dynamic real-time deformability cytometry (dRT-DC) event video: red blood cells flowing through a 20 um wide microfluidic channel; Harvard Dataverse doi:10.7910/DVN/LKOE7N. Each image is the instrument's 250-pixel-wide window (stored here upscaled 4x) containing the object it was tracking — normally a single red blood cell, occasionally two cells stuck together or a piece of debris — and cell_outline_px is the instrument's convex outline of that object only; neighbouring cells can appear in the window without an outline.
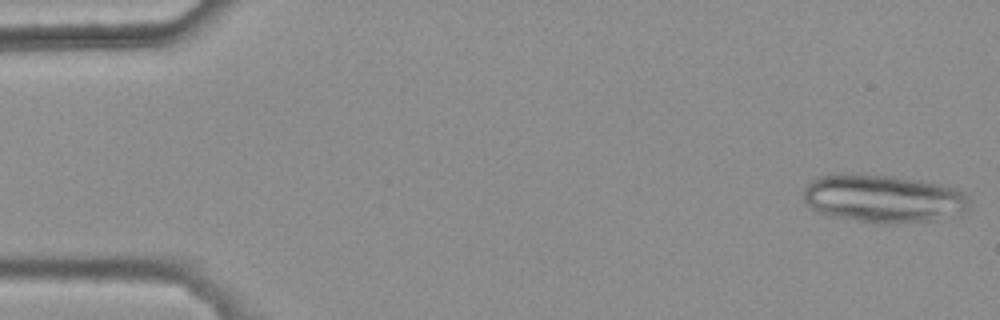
{"species": "common noctule bat (a hibernating species)", "species_latin": "Nyctalus noctula", "temperature_condition": "warm", "stored_images_in_passage": 25, "camera_frame_rate_fps": 3000, "um_per_image_px": 0.085, "animal": {"sex": "female", "body_mass_g": 25.1}, "frame": {"image": 1, "passage_image": 1, "time_ms": 0.0, "image_size_px": [1000, 320], "cell_outline_px": [[968, 208], [964, 212], [932, 220], [888, 224], [876, 224], [832, 216], [820, 212], [812, 208], [804, 200], [804, 188], [812, 180], [820, 176], [840, 172], [892, 176], [920, 180], [952, 188], [964, 192], [968, 196]], "centroid_in_image_um": [75.03, 16.87], "position_along_channel_um": 10.0, "area_um2": 46.36}}